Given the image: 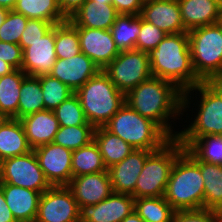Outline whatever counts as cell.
<instances>
[{"label": "cell", "mask_w": 222, "mask_h": 222, "mask_svg": "<svg viewBox=\"0 0 222 222\" xmlns=\"http://www.w3.org/2000/svg\"><path fill=\"white\" fill-rule=\"evenodd\" d=\"M182 95L183 91L174 83L152 76L128 92L125 103L155 122L170 138H177L179 132L173 130L171 122L180 119V114L184 116Z\"/></svg>", "instance_id": "cell-1"}, {"label": "cell", "mask_w": 222, "mask_h": 222, "mask_svg": "<svg viewBox=\"0 0 222 222\" xmlns=\"http://www.w3.org/2000/svg\"><path fill=\"white\" fill-rule=\"evenodd\" d=\"M148 55L153 77L170 81L183 92L202 82L193 70L188 32L167 34Z\"/></svg>", "instance_id": "cell-2"}, {"label": "cell", "mask_w": 222, "mask_h": 222, "mask_svg": "<svg viewBox=\"0 0 222 222\" xmlns=\"http://www.w3.org/2000/svg\"><path fill=\"white\" fill-rule=\"evenodd\" d=\"M193 91V92H192ZM199 91L198 112L189 126L179 131L177 139L185 148L193 139L203 136H222V89L215 82H201L183 92L182 112L191 104V92ZM190 94V95H189ZM190 97V98H189Z\"/></svg>", "instance_id": "cell-3"}, {"label": "cell", "mask_w": 222, "mask_h": 222, "mask_svg": "<svg viewBox=\"0 0 222 222\" xmlns=\"http://www.w3.org/2000/svg\"><path fill=\"white\" fill-rule=\"evenodd\" d=\"M203 182L199 166L183 151L172 166L164 198L175 211L203 209Z\"/></svg>", "instance_id": "cell-4"}, {"label": "cell", "mask_w": 222, "mask_h": 222, "mask_svg": "<svg viewBox=\"0 0 222 222\" xmlns=\"http://www.w3.org/2000/svg\"><path fill=\"white\" fill-rule=\"evenodd\" d=\"M75 94L79 97L85 117L94 128L104 127L125 104V95L101 70Z\"/></svg>", "instance_id": "cell-5"}, {"label": "cell", "mask_w": 222, "mask_h": 222, "mask_svg": "<svg viewBox=\"0 0 222 222\" xmlns=\"http://www.w3.org/2000/svg\"><path fill=\"white\" fill-rule=\"evenodd\" d=\"M104 127L135 150L155 151L171 139L155 122L141 116L126 103Z\"/></svg>", "instance_id": "cell-6"}, {"label": "cell", "mask_w": 222, "mask_h": 222, "mask_svg": "<svg viewBox=\"0 0 222 222\" xmlns=\"http://www.w3.org/2000/svg\"><path fill=\"white\" fill-rule=\"evenodd\" d=\"M191 62L202 82L222 77V28L218 23L188 32Z\"/></svg>", "instance_id": "cell-7"}, {"label": "cell", "mask_w": 222, "mask_h": 222, "mask_svg": "<svg viewBox=\"0 0 222 222\" xmlns=\"http://www.w3.org/2000/svg\"><path fill=\"white\" fill-rule=\"evenodd\" d=\"M183 151L184 147L177 138H171L160 149L152 151L146 158L132 196L134 198L164 196L172 166Z\"/></svg>", "instance_id": "cell-8"}, {"label": "cell", "mask_w": 222, "mask_h": 222, "mask_svg": "<svg viewBox=\"0 0 222 222\" xmlns=\"http://www.w3.org/2000/svg\"><path fill=\"white\" fill-rule=\"evenodd\" d=\"M103 72L124 95L152 77L148 53L136 49L120 51Z\"/></svg>", "instance_id": "cell-9"}, {"label": "cell", "mask_w": 222, "mask_h": 222, "mask_svg": "<svg viewBox=\"0 0 222 222\" xmlns=\"http://www.w3.org/2000/svg\"><path fill=\"white\" fill-rule=\"evenodd\" d=\"M0 183H7L38 191L51 187L32 150L28 154L3 159L0 162Z\"/></svg>", "instance_id": "cell-10"}, {"label": "cell", "mask_w": 222, "mask_h": 222, "mask_svg": "<svg viewBox=\"0 0 222 222\" xmlns=\"http://www.w3.org/2000/svg\"><path fill=\"white\" fill-rule=\"evenodd\" d=\"M79 211L67 186H51L40 196L35 222H79Z\"/></svg>", "instance_id": "cell-11"}, {"label": "cell", "mask_w": 222, "mask_h": 222, "mask_svg": "<svg viewBox=\"0 0 222 222\" xmlns=\"http://www.w3.org/2000/svg\"><path fill=\"white\" fill-rule=\"evenodd\" d=\"M22 53L21 69L29 76L51 73L57 59L55 52V25L35 42H19Z\"/></svg>", "instance_id": "cell-12"}, {"label": "cell", "mask_w": 222, "mask_h": 222, "mask_svg": "<svg viewBox=\"0 0 222 222\" xmlns=\"http://www.w3.org/2000/svg\"><path fill=\"white\" fill-rule=\"evenodd\" d=\"M51 186H67L72 179L73 151L53 142L33 150Z\"/></svg>", "instance_id": "cell-13"}, {"label": "cell", "mask_w": 222, "mask_h": 222, "mask_svg": "<svg viewBox=\"0 0 222 222\" xmlns=\"http://www.w3.org/2000/svg\"><path fill=\"white\" fill-rule=\"evenodd\" d=\"M134 211V197L113 192L96 205L81 206L79 222H121Z\"/></svg>", "instance_id": "cell-14"}, {"label": "cell", "mask_w": 222, "mask_h": 222, "mask_svg": "<svg viewBox=\"0 0 222 222\" xmlns=\"http://www.w3.org/2000/svg\"><path fill=\"white\" fill-rule=\"evenodd\" d=\"M78 30L81 52L101 70L119 55L110 30L75 27Z\"/></svg>", "instance_id": "cell-15"}, {"label": "cell", "mask_w": 222, "mask_h": 222, "mask_svg": "<svg viewBox=\"0 0 222 222\" xmlns=\"http://www.w3.org/2000/svg\"><path fill=\"white\" fill-rule=\"evenodd\" d=\"M101 69L86 54L57 58L50 75L67 85L74 93Z\"/></svg>", "instance_id": "cell-16"}, {"label": "cell", "mask_w": 222, "mask_h": 222, "mask_svg": "<svg viewBox=\"0 0 222 222\" xmlns=\"http://www.w3.org/2000/svg\"><path fill=\"white\" fill-rule=\"evenodd\" d=\"M67 187L71 190L79 208L96 205L113 193L108 171L72 177Z\"/></svg>", "instance_id": "cell-17"}, {"label": "cell", "mask_w": 222, "mask_h": 222, "mask_svg": "<svg viewBox=\"0 0 222 222\" xmlns=\"http://www.w3.org/2000/svg\"><path fill=\"white\" fill-rule=\"evenodd\" d=\"M166 34L187 32L181 18L178 0H150L143 2L139 15Z\"/></svg>", "instance_id": "cell-18"}, {"label": "cell", "mask_w": 222, "mask_h": 222, "mask_svg": "<svg viewBox=\"0 0 222 222\" xmlns=\"http://www.w3.org/2000/svg\"><path fill=\"white\" fill-rule=\"evenodd\" d=\"M151 152L134 150L121 162L108 168L113 192L129 195L134 193L138 176Z\"/></svg>", "instance_id": "cell-19"}, {"label": "cell", "mask_w": 222, "mask_h": 222, "mask_svg": "<svg viewBox=\"0 0 222 222\" xmlns=\"http://www.w3.org/2000/svg\"><path fill=\"white\" fill-rule=\"evenodd\" d=\"M32 150L53 142L59 122L53 110H41L19 119Z\"/></svg>", "instance_id": "cell-20"}, {"label": "cell", "mask_w": 222, "mask_h": 222, "mask_svg": "<svg viewBox=\"0 0 222 222\" xmlns=\"http://www.w3.org/2000/svg\"><path fill=\"white\" fill-rule=\"evenodd\" d=\"M119 15L111 3L86 0L68 21L74 27L110 30Z\"/></svg>", "instance_id": "cell-21"}, {"label": "cell", "mask_w": 222, "mask_h": 222, "mask_svg": "<svg viewBox=\"0 0 222 222\" xmlns=\"http://www.w3.org/2000/svg\"><path fill=\"white\" fill-rule=\"evenodd\" d=\"M0 187L16 221L35 222L41 193L7 183H0Z\"/></svg>", "instance_id": "cell-22"}, {"label": "cell", "mask_w": 222, "mask_h": 222, "mask_svg": "<svg viewBox=\"0 0 222 222\" xmlns=\"http://www.w3.org/2000/svg\"><path fill=\"white\" fill-rule=\"evenodd\" d=\"M181 18L187 32L218 23L220 6L213 0H178Z\"/></svg>", "instance_id": "cell-23"}, {"label": "cell", "mask_w": 222, "mask_h": 222, "mask_svg": "<svg viewBox=\"0 0 222 222\" xmlns=\"http://www.w3.org/2000/svg\"><path fill=\"white\" fill-rule=\"evenodd\" d=\"M184 152L199 166L204 180V209L222 208V165L199 161L187 148Z\"/></svg>", "instance_id": "cell-24"}, {"label": "cell", "mask_w": 222, "mask_h": 222, "mask_svg": "<svg viewBox=\"0 0 222 222\" xmlns=\"http://www.w3.org/2000/svg\"><path fill=\"white\" fill-rule=\"evenodd\" d=\"M32 151L19 119L10 118L0 129V162Z\"/></svg>", "instance_id": "cell-25"}, {"label": "cell", "mask_w": 222, "mask_h": 222, "mask_svg": "<svg viewBox=\"0 0 222 222\" xmlns=\"http://www.w3.org/2000/svg\"><path fill=\"white\" fill-rule=\"evenodd\" d=\"M93 140L99 148L107 169L121 162L135 150L130 144L109 132L105 127L95 128Z\"/></svg>", "instance_id": "cell-26"}, {"label": "cell", "mask_w": 222, "mask_h": 222, "mask_svg": "<svg viewBox=\"0 0 222 222\" xmlns=\"http://www.w3.org/2000/svg\"><path fill=\"white\" fill-rule=\"evenodd\" d=\"M13 11L28 19H40L53 25L66 22L58 0H17Z\"/></svg>", "instance_id": "cell-27"}, {"label": "cell", "mask_w": 222, "mask_h": 222, "mask_svg": "<svg viewBox=\"0 0 222 222\" xmlns=\"http://www.w3.org/2000/svg\"><path fill=\"white\" fill-rule=\"evenodd\" d=\"M27 75L22 69L0 77V112L13 118L18 112V104L23 79Z\"/></svg>", "instance_id": "cell-28"}, {"label": "cell", "mask_w": 222, "mask_h": 222, "mask_svg": "<svg viewBox=\"0 0 222 222\" xmlns=\"http://www.w3.org/2000/svg\"><path fill=\"white\" fill-rule=\"evenodd\" d=\"M141 29V17L139 15L120 14L110 32L119 51L135 49L137 37Z\"/></svg>", "instance_id": "cell-29"}, {"label": "cell", "mask_w": 222, "mask_h": 222, "mask_svg": "<svg viewBox=\"0 0 222 222\" xmlns=\"http://www.w3.org/2000/svg\"><path fill=\"white\" fill-rule=\"evenodd\" d=\"M108 171L95 141L73 151L72 176Z\"/></svg>", "instance_id": "cell-30"}, {"label": "cell", "mask_w": 222, "mask_h": 222, "mask_svg": "<svg viewBox=\"0 0 222 222\" xmlns=\"http://www.w3.org/2000/svg\"><path fill=\"white\" fill-rule=\"evenodd\" d=\"M41 110H44V100L40 76L27 75L22 81L18 112L13 118L21 119Z\"/></svg>", "instance_id": "cell-31"}, {"label": "cell", "mask_w": 222, "mask_h": 222, "mask_svg": "<svg viewBox=\"0 0 222 222\" xmlns=\"http://www.w3.org/2000/svg\"><path fill=\"white\" fill-rule=\"evenodd\" d=\"M134 211L145 222H171L175 212L164 196L134 198Z\"/></svg>", "instance_id": "cell-32"}, {"label": "cell", "mask_w": 222, "mask_h": 222, "mask_svg": "<svg viewBox=\"0 0 222 222\" xmlns=\"http://www.w3.org/2000/svg\"><path fill=\"white\" fill-rule=\"evenodd\" d=\"M185 148L199 161L222 165V136L209 135L195 138Z\"/></svg>", "instance_id": "cell-33"}, {"label": "cell", "mask_w": 222, "mask_h": 222, "mask_svg": "<svg viewBox=\"0 0 222 222\" xmlns=\"http://www.w3.org/2000/svg\"><path fill=\"white\" fill-rule=\"evenodd\" d=\"M55 52L61 59L81 53L78 30L68 20L55 25Z\"/></svg>", "instance_id": "cell-34"}, {"label": "cell", "mask_w": 222, "mask_h": 222, "mask_svg": "<svg viewBox=\"0 0 222 222\" xmlns=\"http://www.w3.org/2000/svg\"><path fill=\"white\" fill-rule=\"evenodd\" d=\"M94 130L93 126H60L53 143L75 151L93 141Z\"/></svg>", "instance_id": "cell-35"}, {"label": "cell", "mask_w": 222, "mask_h": 222, "mask_svg": "<svg viewBox=\"0 0 222 222\" xmlns=\"http://www.w3.org/2000/svg\"><path fill=\"white\" fill-rule=\"evenodd\" d=\"M40 84L46 110L54 111L63 101L74 94L67 85L50 74L40 76Z\"/></svg>", "instance_id": "cell-36"}, {"label": "cell", "mask_w": 222, "mask_h": 222, "mask_svg": "<svg viewBox=\"0 0 222 222\" xmlns=\"http://www.w3.org/2000/svg\"><path fill=\"white\" fill-rule=\"evenodd\" d=\"M54 113L59 122V126H92L88 123L82 109L79 97L74 93L67 100L63 101Z\"/></svg>", "instance_id": "cell-37"}, {"label": "cell", "mask_w": 222, "mask_h": 222, "mask_svg": "<svg viewBox=\"0 0 222 222\" xmlns=\"http://www.w3.org/2000/svg\"><path fill=\"white\" fill-rule=\"evenodd\" d=\"M27 22V17L10 10L4 23L0 26V41L19 44Z\"/></svg>", "instance_id": "cell-38"}, {"label": "cell", "mask_w": 222, "mask_h": 222, "mask_svg": "<svg viewBox=\"0 0 222 222\" xmlns=\"http://www.w3.org/2000/svg\"><path fill=\"white\" fill-rule=\"evenodd\" d=\"M167 34L141 18V29L137 37L135 49L149 53L165 38Z\"/></svg>", "instance_id": "cell-39"}, {"label": "cell", "mask_w": 222, "mask_h": 222, "mask_svg": "<svg viewBox=\"0 0 222 222\" xmlns=\"http://www.w3.org/2000/svg\"><path fill=\"white\" fill-rule=\"evenodd\" d=\"M171 222H220L216 210H177L173 213Z\"/></svg>", "instance_id": "cell-40"}, {"label": "cell", "mask_w": 222, "mask_h": 222, "mask_svg": "<svg viewBox=\"0 0 222 222\" xmlns=\"http://www.w3.org/2000/svg\"><path fill=\"white\" fill-rule=\"evenodd\" d=\"M54 25L40 19H28L25 30L22 32L20 42H35L42 38Z\"/></svg>", "instance_id": "cell-41"}, {"label": "cell", "mask_w": 222, "mask_h": 222, "mask_svg": "<svg viewBox=\"0 0 222 222\" xmlns=\"http://www.w3.org/2000/svg\"><path fill=\"white\" fill-rule=\"evenodd\" d=\"M23 50L19 44L0 41V59L12 65L15 69L22 67Z\"/></svg>", "instance_id": "cell-42"}, {"label": "cell", "mask_w": 222, "mask_h": 222, "mask_svg": "<svg viewBox=\"0 0 222 222\" xmlns=\"http://www.w3.org/2000/svg\"><path fill=\"white\" fill-rule=\"evenodd\" d=\"M111 4L119 14L140 15L143 1L142 0H112Z\"/></svg>", "instance_id": "cell-43"}, {"label": "cell", "mask_w": 222, "mask_h": 222, "mask_svg": "<svg viewBox=\"0 0 222 222\" xmlns=\"http://www.w3.org/2000/svg\"><path fill=\"white\" fill-rule=\"evenodd\" d=\"M86 0H58L63 15L69 19Z\"/></svg>", "instance_id": "cell-44"}, {"label": "cell", "mask_w": 222, "mask_h": 222, "mask_svg": "<svg viewBox=\"0 0 222 222\" xmlns=\"http://www.w3.org/2000/svg\"><path fill=\"white\" fill-rule=\"evenodd\" d=\"M0 222H17L6 203V200L4 198V193L1 187H0Z\"/></svg>", "instance_id": "cell-45"}, {"label": "cell", "mask_w": 222, "mask_h": 222, "mask_svg": "<svg viewBox=\"0 0 222 222\" xmlns=\"http://www.w3.org/2000/svg\"><path fill=\"white\" fill-rule=\"evenodd\" d=\"M15 68L4 60L0 59V77L10 74Z\"/></svg>", "instance_id": "cell-46"}, {"label": "cell", "mask_w": 222, "mask_h": 222, "mask_svg": "<svg viewBox=\"0 0 222 222\" xmlns=\"http://www.w3.org/2000/svg\"><path fill=\"white\" fill-rule=\"evenodd\" d=\"M121 222H145L135 211L126 216Z\"/></svg>", "instance_id": "cell-47"}, {"label": "cell", "mask_w": 222, "mask_h": 222, "mask_svg": "<svg viewBox=\"0 0 222 222\" xmlns=\"http://www.w3.org/2000/svg\"><path fill=\"white\" fill-rule=\"evenodd\" d=\"M17 0H0V7L6 8L7 10H13Z\"/></svg>", "instance_id": "cell-48"}, {"label": "cell", "mask_w": 222, "mask_h": 222, "mask_svg": "<svg viewBox=\"0 0 222 222\" xmlns=\"http://www.w3.org/2000/svg\"><path fill=\"white\" fill-rule=\"evenodd\" d=\"M8 13H9V10H7L6 8L0 7V26L4 23L5 18Z\"/></svg>", "instance_id": "cell-49"}, {"label": "cell", "mask_w": 222, "mask_h": 222, "mask_svg": "<svg viewBox=\"0 0 222 222\" xmlns=\"http://www.w3.org/2000/svg\"><path fill=\"white\" fill-rule=\"evenodd\" d=\"M10 117L0 112V129L6 124Z\"/></svg>", "instance_id": "cell-50"}, {"label": "cell", "mask_w": 222, "mask_h": 222, "mask_svg": "<svg viewBox=\"0 0 222 222\" xmlns=\"http://www.w3.org/2000/svg\"><path fill=\"white\" fill-rule=\"evenodd\" d=\"M218 24H219V25L221 26V28H222V7L220 8V12H219Z\"/></svg>", "instance_id": "cell-51"}, {"label": "cell", "mask_w": 222, "mask_h": 222, "mask_svg": "<svg viewBox=\"0 0 222 222\" xmlns=\"http://www.w3.org/2000/svg\"><path fill=\"white\" fill-rule=\"evenodd\" d=\"M214 82L222 89V77L216 79Z\"/></svg>", "instance_id": "cell-52"}, {"label": "cell", "mask_w": 222, "mask_h": 222, "mask_svg": "<svg viewBox=\"0 0 222 222\" xmlns=\"http://www.w3.org/2000/svg\"><path fill=\"white\" fill-rule=\"evenodd\" d=\"M92 1H97L99 3H111L112 0H92Z\"/></svg>", "instance_id": "cell-53"}, {"label": "cell", "mask_w": 222, "mask_h": 222, "mask_svg": "<svg viewBox=\"0 0 222 222\" xmlns=\"http://www.w3.org/2000/svg\"><path fill=\"white\" fill-rule=\"evenodd\" d=\"M217 212L219 215V220H220V222H222V208H220Z\"/></svg>", "instance_id": "cell-54"}, {"label": "cell", "mask_w": 222, "mask_h": 222, "mask_svg": "<svg viewBox=\"0 0 222 222\" xmlns=\"http://www.w3.org/2000/svg\"><path fill=\"white\" fill-rule=\"evenodd\" d=\"M217 5L222 7V0H213Z\"/></svg>", "instance_id": "cell-55"}]
</instances>
